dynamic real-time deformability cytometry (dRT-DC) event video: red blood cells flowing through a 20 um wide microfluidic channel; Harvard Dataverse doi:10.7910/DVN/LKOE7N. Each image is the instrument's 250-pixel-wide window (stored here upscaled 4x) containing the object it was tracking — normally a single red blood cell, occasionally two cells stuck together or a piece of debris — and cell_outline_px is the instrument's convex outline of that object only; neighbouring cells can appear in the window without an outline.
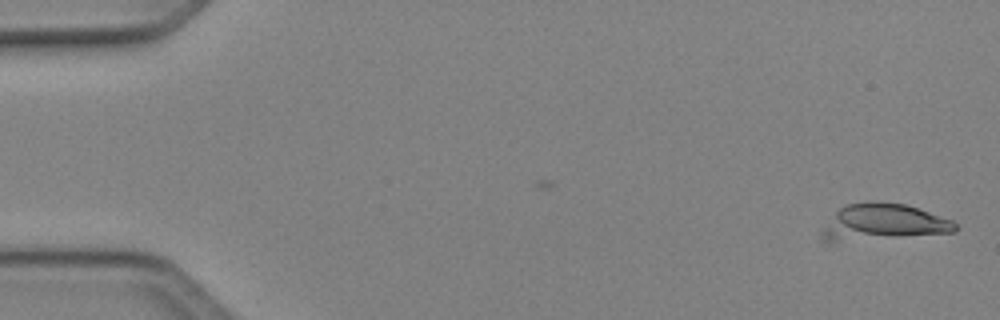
{"species": "Egyptian fruit bat (a non-hibernating species)", "species_latin": "Rousettus aegyptiacus", "temperature_condition": "cold", "stored_images_in_passage": 16, "camera_frame_rate_fps": 3000, "um_per_image_px": 0.085, "animal": {"sex": "female"}, "frame": {"image": 1, "passage_image": 1, "time_ms": 0.0, "image_size_px": [1000, 320], "cell_outline_px": [[960, 228], [956, 232], [828, 244], [820, 236], [820, 232], [836, 212], [840, 208], [848, 204], [872, 200], [904, 204], [952, 220]], "centroid_in_image_um": [75.03, 18.93], "position_along_channel_um": 10.0, "area_um2": 28.78}}
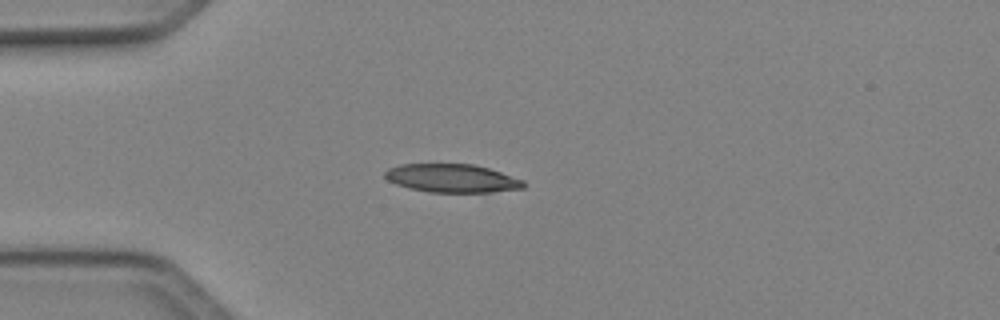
{"frame": {"image": 2, "passage_image": 13, "time_ms": 4.0, "image_size_px": [1000, 320], "cell_outline_px": [[524, 188], [492, 192], [428, 192], [408, 188], [396, 184], [388, 180], [384, 176], [384, 172], [388, 168], [400, 164], [472, 164], [488, 168], [524, 180]], "centroid_in_image_um": [38.39, 15.15], "position_along_channel_um": 46.6, "area_um2": 22.89}}